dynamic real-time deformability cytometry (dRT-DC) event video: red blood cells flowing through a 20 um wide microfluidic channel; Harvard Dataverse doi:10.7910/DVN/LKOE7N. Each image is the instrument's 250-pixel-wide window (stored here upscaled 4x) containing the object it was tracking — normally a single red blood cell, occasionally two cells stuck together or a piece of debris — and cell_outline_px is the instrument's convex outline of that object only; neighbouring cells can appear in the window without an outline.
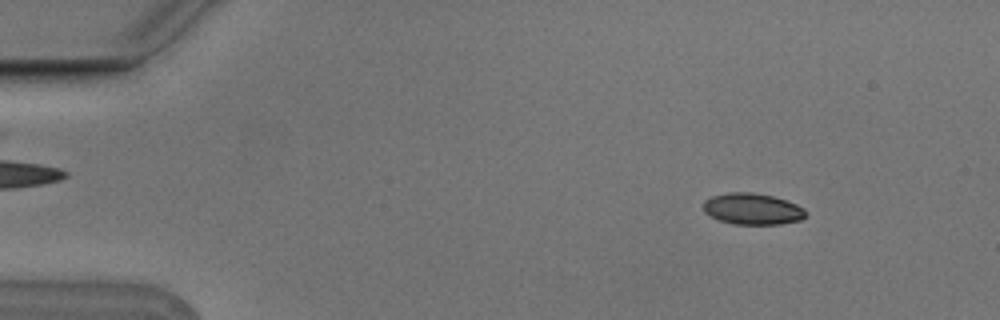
{"species": "Egyptian fruit bat (a non-hibernating species)", "species_latin": "Rousettus aegyptiacus", "temperature_condition": "cold", "stored_images_in_passage": 7, "camera_frame_rate_fps": 3000, "um_per_image_px": 0.085, "animal": {"sex": "male"}, "frame": {"image": 1, "passage_image": 3, "time_ms": 0.667, "image_size_px": [1000, 320], "cell_outline_px": [[808, 212], [800, 220], [780, 224], [736, 224], [720, 220], [704, 212], [704, 200], [712, 196], [728, 192], [752, 192], [772, 196], [796, 204], [804, 208]], "centroid_in_image_um": [63.96, 17.75], "position_along_channel_um": 21.0, "area_um2": 18.55}}
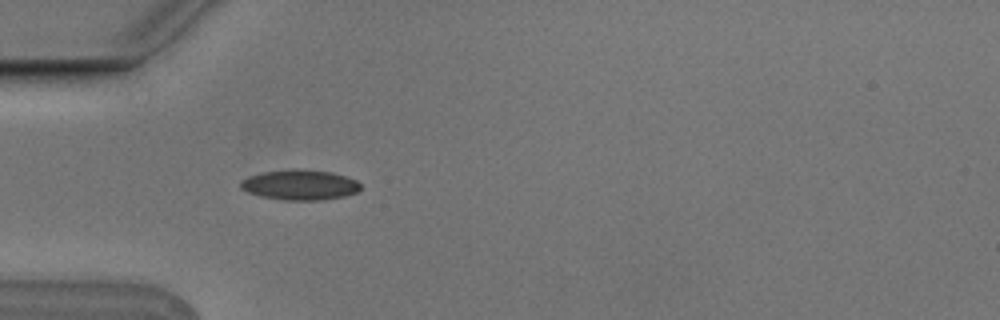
{"frame": {"image": 2, "passage_image": 6, "time_ms": 1.667, "image_size_px": [1000, 320], "cell_outline_px": [[360, 188], [356, 192], [344, 196], [324, 200], [284, 200], [260, 196], [248, 192], [240, 188], [240, 180], [248, 176], [264, 172], [292, 168], [300, 168], [332, 172], [356, 180], [360, 184]], "centroid_in_image_um": [25.46, 15.7], "position_along_channel_um": 59.5, "area_um2": 21.27}}